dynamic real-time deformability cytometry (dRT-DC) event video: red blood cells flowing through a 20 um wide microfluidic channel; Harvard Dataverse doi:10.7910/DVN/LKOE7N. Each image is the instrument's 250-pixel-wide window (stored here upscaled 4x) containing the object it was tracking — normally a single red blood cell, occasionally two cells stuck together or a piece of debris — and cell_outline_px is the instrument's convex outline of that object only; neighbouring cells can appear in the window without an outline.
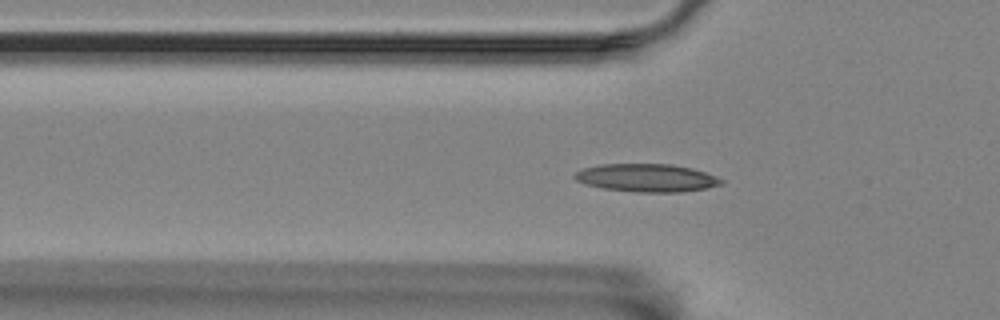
{"species": "Egyptian fruit bat (a non-hibernating species)", "species_latin": "Rousettus aegyptiacus", "temperature_condition": "room temperature", "stored_images_in_passage": 31, "camera_frame_rate_fps": 3000, "um_per_image_px": 0.085, "animal": {"sex": "female"}, "frame": {"image": 1, "passage_image": 2, "time_ms": 0.333, "image_size_px": [1000, 320], "cell_outline_px": [[724, 184], [708, 188], [680, 192], [636, 192], [604, 188], [588, 184], [576, 180], [572, 176], [576, 172], [584, 168], [600, 164], [672, 164], [692, 168], [716, 176], [724, 180]], "centroid_in_image_um": [55.01, 15.11], "position_along_channel_um": 70.8, "area_um2": 23.87}}
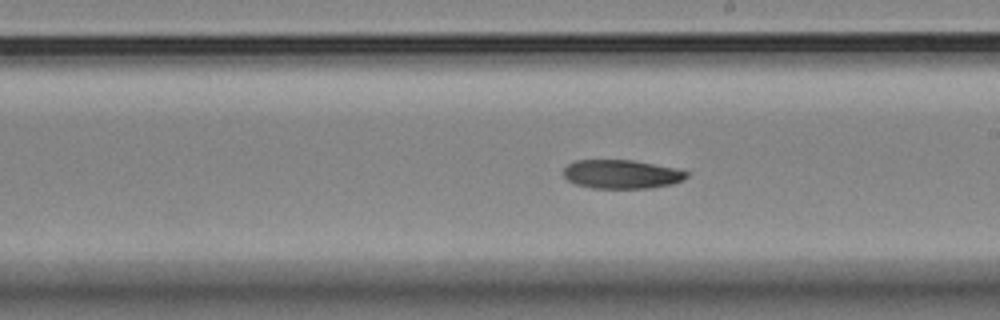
{"frame": {"image": 2, "passage_image": 16, "time_ms": 5.0, "image_size_px": [1000, 320], "cell_outline_px": [[688, 176], [684, 180], [672, 184], [652, 188], [592, 188], [576, 184], [568, 180], [564, 176], [564, 168], [568, 164], [576, 160], [632, 160], [672, 168], [688, 172]], "centroid_in_image_um": [52.82, 14.81], "position_along_channel_um": 236.2, "area_um2": 20.52}}
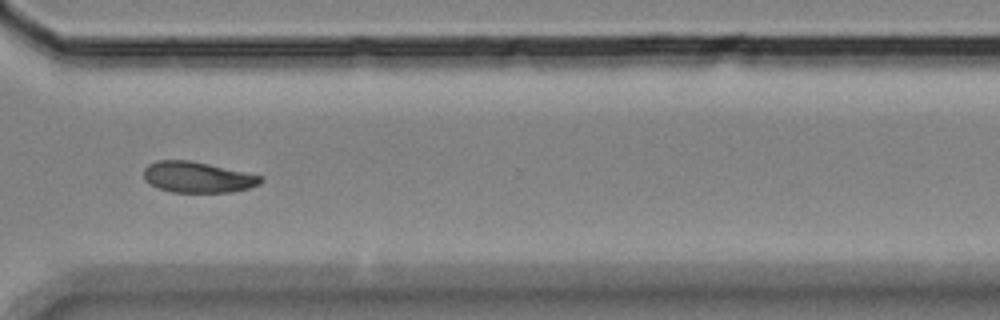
{"frame": {"image": 3, "passage_image": 26, "time_ms": 8.333, "image_size_px": [1000, 320], "cell_outline_px": [[264, 180], [260, 184], [248, 188], [232, 192], [172, 192], [156, 188], [144, 180], [144, 168], [148, 164], [156, 160], [188, 160], [208, 164], [264, 176]], "centroid_in_image_um": [16.78, 15.06], "position_along_channel_um": 353.8, "area_um2": 21.15}}